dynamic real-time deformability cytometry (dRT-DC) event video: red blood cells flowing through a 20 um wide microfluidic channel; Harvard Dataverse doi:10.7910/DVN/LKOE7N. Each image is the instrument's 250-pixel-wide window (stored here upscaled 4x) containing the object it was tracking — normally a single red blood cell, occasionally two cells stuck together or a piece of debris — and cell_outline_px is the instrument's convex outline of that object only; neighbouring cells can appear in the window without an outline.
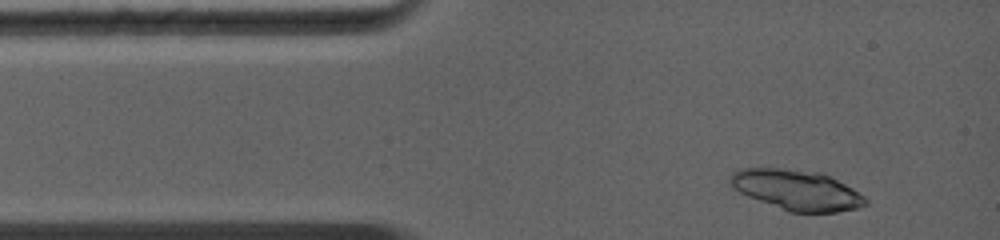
{"species": "common noctule bat (a hibernating species)", "species_latin": "Nyctalus noctula", "temperature_condition": "warm", "stored_images_in_passage": 2, "camera_frame_rate_fps": 5000, "um_per_image_px": 0.085, "animal": {"sex": "female", "body_mass_g": 19.0, "forearm_length_mm": 56.7}, "frame": {"image": 1, "passage_image": 1, "time_ms": 0.0, "image_size_px": [1000, 240], "cell_outline_px": [[868, 204], [856, 208], [836, 212], [788, 212], [748, 196], [732, 188], [728, 180], [732, 172], [740, 168], [784, 168], [824, 172], [852, 188], [864, 196], [868, 200]], "centroid_in_image_um": [67.71, 16.13], "position_along_channel_um": 17.3, "area_um2": 31.96}}